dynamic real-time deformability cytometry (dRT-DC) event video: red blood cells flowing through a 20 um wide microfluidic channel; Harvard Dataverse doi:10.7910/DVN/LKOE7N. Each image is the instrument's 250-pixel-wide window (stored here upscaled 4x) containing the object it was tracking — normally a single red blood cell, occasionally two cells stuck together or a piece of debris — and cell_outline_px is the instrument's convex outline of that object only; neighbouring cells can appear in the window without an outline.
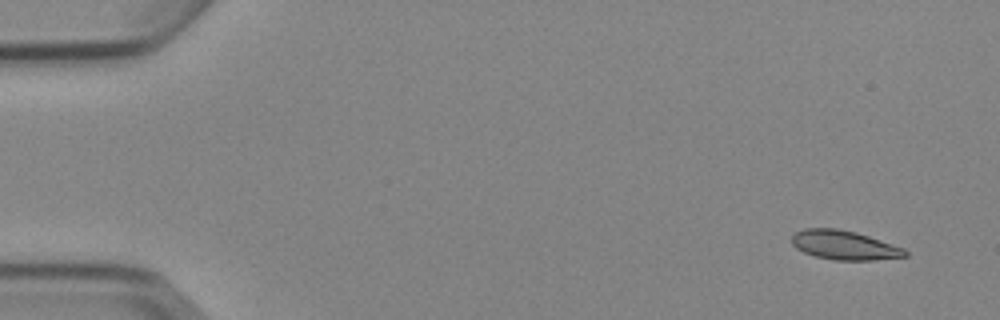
{"species": "Egyptian fruit bat (a non-hibernating species)", "species_latin": "Rousettus aegyptiacus", "temperature_condition": "cold", "stored_images_in_passage": 4, "camera_frame_rate_fps": 3000, "um_per_image_px": 0.085, "animal": {"sex": "female"}, "frame": {"image": 1, "passage_image": 1, "time_ms": 0.0, "image_size_px": [1000, 320], "cell_outline_px": [[908, 256], [872, 260], [836, 260], [816, 256], [804, 252], [796, 248], [792, 244], [792, 236], [796, 232], [804, 228], [836, 228], [856, 232], [904, 248], [908, 252]], "centroid_in_image_um": [71.76, 20.83], "position_along_channel_um": 13.2, "area_um2": 19.13}}
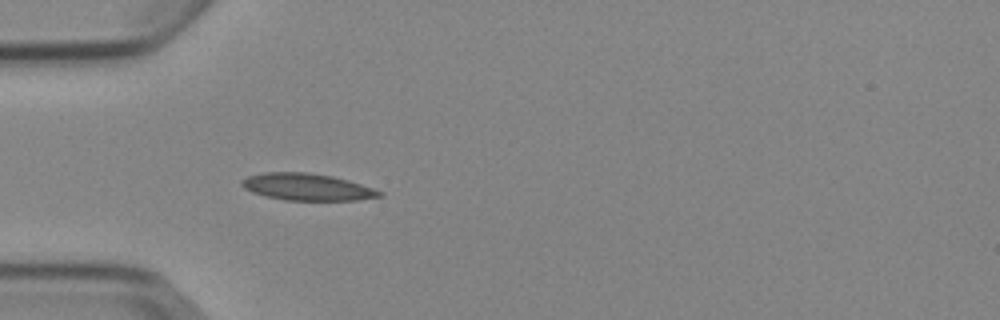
{"frame": {"image": 2, "passage_image": 4, "time_ms": 4.333, "image_size_px": [1000, 320], "cell_outline_px": [[384, 196], [356, 200], [284, 200], [264, 196], [252, 192], [244, 188], [240, 184], [240, 180], [248, 176], [264, 172], [308, 172], [332, 176], [348, 180], [384, 192]], "centroid_in_image_um": [26.08, 15.89], "position_along_channel_um": 58.9, "area_um2": 21.68}}